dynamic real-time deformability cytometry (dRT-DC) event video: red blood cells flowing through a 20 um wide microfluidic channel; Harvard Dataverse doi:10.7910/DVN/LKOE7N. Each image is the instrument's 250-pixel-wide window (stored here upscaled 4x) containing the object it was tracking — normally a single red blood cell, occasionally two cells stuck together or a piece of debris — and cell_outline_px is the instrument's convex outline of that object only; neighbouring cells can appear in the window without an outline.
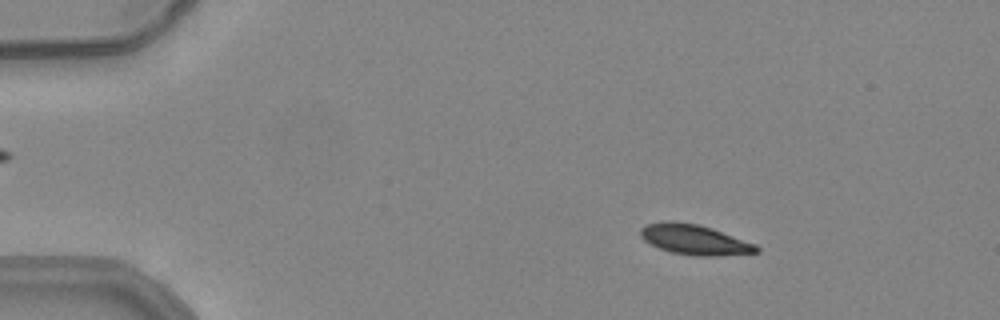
{"species": "common noctule bat (a hibernating species)", "species_latin": "Nyctalus noctula", "temperature_condition": "warm", "stored_images_in_passage": 47, "camera_frame_rate_fps": 3000, "um_per_image_px": 0.085, "animal": {"sex": "female", "body_mass_g": 24.6, "forearm_length_mm": 56.2}, "frame": {"image": 1, "passage_image": 8, "time_ms": 2.333, "image_size_px": [1000, 320], "cell_outline_px": [[760, 252], [716, 256], [692, 256], [672, 252], [660, 248], [644, 240], [640, 236], [640, 228], [648, 224], [664, 220], [672, 220], [700, 224], [712, 228], [756, 244], [760, 248]], "centroid_in_image_um": [59.04, 20.36], "position_along_channel_um": 26.0, "area_um2": 20.52}}
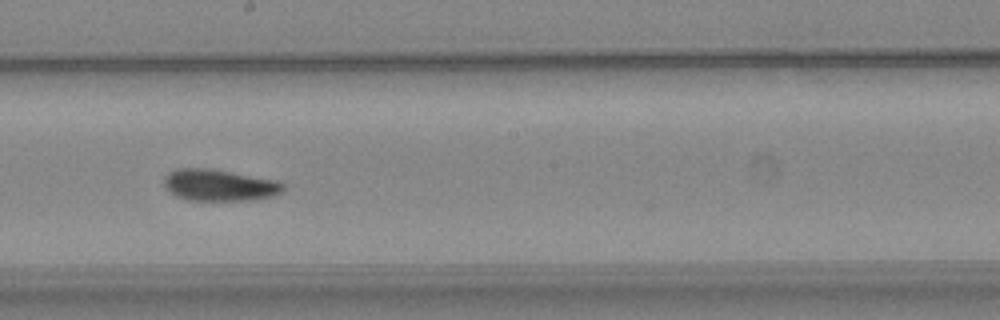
{"frame": {"image": 2, "passage_image": 30, "time_ms": 9.667, "image_size_px": [1000, 320], "cell_outline_px": [[284, 188], [280, 192], [272, 196], [256, 200], [188, 200], [176, 196], [168, 192], [164, 184], [164, 176], [168, 172], [176, 168], [208, 168], [276, 180], [284, 184]], "centroid_in_image_um": [18.6, 15.74], "position_along_channel_um": 229.6, "area_um2": 21.96}}
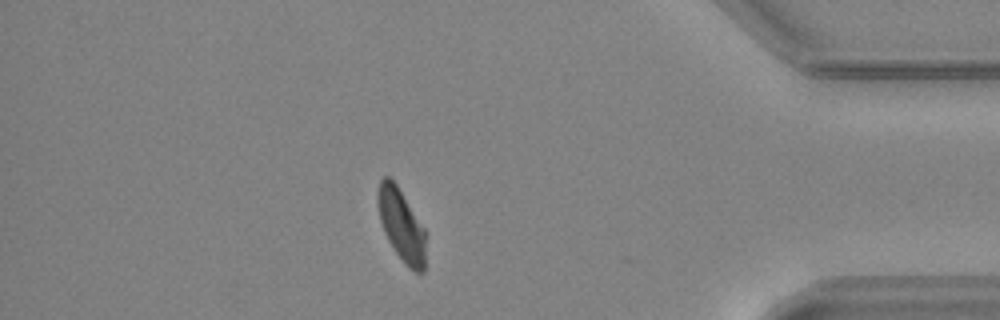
{"frame": {"image": 3, "passage_image": 46, "time_ms": 15.0, "image_size_px": [1000, 320], "cell_outline_px": [[424, 272], [416, 272], [408, 268], [396, 252], [388, 240], [384, 232], [380, 220], [376, 200], [376, 196], [380, 180], [384, 176], [388, 176], [396, 184], [424, 228]], "centroid_in_image_um": [34.08, 19.11], "position_along_channel_um": 401.1, "area_um2": 19.77}, "authors_computed_cell_mechanics": {"area_um2": 21.4438, "velocity_mm_per_s": 3.9035, "shape_relaxation_time_tau1_ms": 3.9274, "shape_relaxation_time_tau2_ms": 8.9452, "deformation_change_tau1": 0.1316, "deformation_change_tau2": 0.1194}}